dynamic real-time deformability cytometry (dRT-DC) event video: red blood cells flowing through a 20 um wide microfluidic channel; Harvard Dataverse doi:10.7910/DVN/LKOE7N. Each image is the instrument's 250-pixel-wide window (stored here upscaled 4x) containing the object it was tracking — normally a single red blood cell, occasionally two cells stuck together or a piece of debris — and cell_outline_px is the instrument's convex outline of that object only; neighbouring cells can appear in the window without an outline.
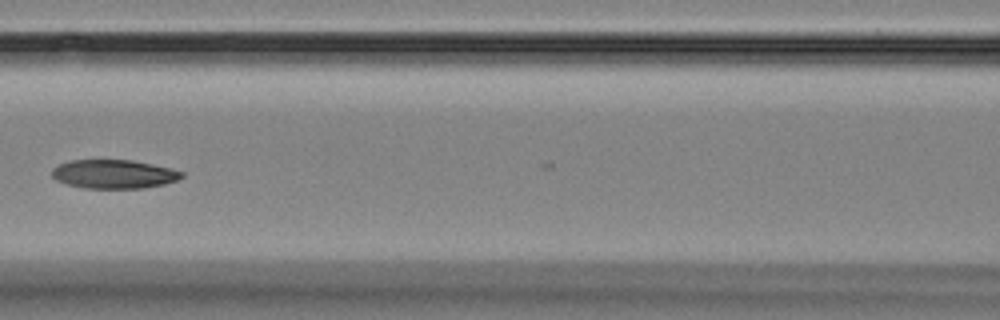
{"species": "Egyptian fruit bat (a non-hibernating species)", "species_latin": "Rousettus aegyptiacus", "temperature_condition": "room temperature", "stored_images_in_passage": 14, "camera_frame_rate_fps": 3000, "um_per_image_px": 0.085, "animal": {"sex": "female"}, "frame": {"image": 1, "passage_image": 5, "time_ms": 6.0, "image_size_px": [1000, 320], "cell_outline_px": [[184, 176], [176, 180], [164, 184], [144, 188], [84, 188], [64, 184], [56, 180], [52, 176], [52, 168], [60, 164], [72, 160], [132, 160], [152, 164], [184, 172]], "centroid_in_image_um": [9.65, 14.8], "position_along_channel_um": 156.9, "area_um2": 21.73}}
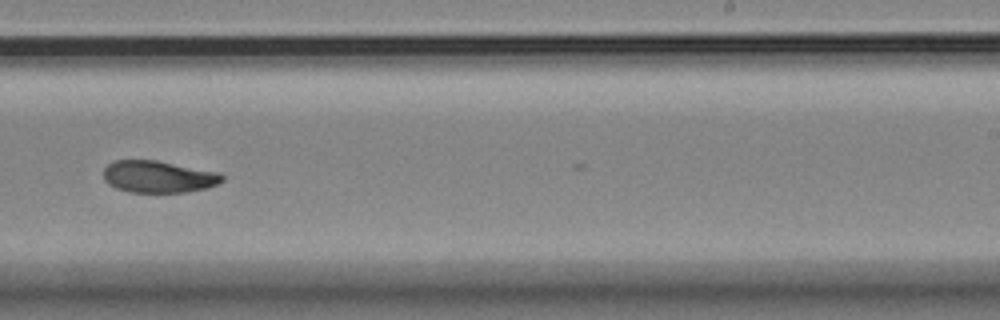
{"frame": {"image": 2, "passage_image": 8, "time_ms": 9.333, "image_size_px": [1000, 320], "cell_outline_px": [[224, 180], [208, 188], [188, 192], [128, 192], [116, 188], [108, 184], [104, 180], [104, 168], [112, 160], [156, 160], [220, 172], [224, 176]], "centroid_in_image_um": [13.47, 15.02], "position_along_channel_um": 275.5, "area_um2": 22.31}}
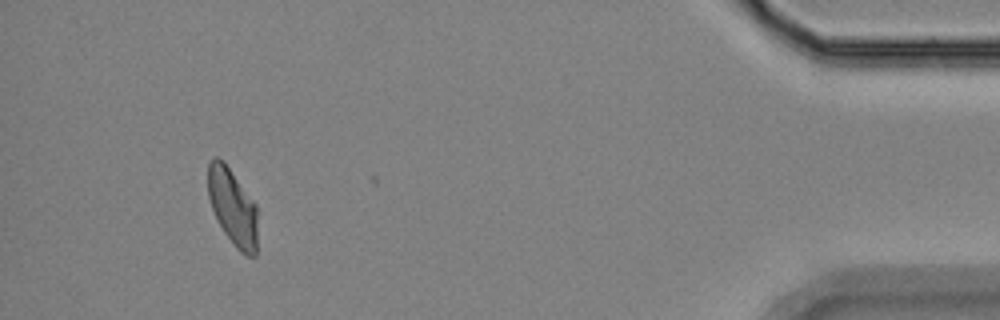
{"frame": {"image": 3, "passage_image": 13, "time_ms": 15.0, "image_size_px": [1000, 320], "cell_outline_px": [[256, 256], [244, 256], [232, 244], [224, 232], [212, 208], [208, 196], [208, 164], [216, 156], [224, 160], [256, 204]], "centroid_in_image_um": [19.77, 17.59], "position_along_channel_um": 415.4, "area_um2": 22.08}}